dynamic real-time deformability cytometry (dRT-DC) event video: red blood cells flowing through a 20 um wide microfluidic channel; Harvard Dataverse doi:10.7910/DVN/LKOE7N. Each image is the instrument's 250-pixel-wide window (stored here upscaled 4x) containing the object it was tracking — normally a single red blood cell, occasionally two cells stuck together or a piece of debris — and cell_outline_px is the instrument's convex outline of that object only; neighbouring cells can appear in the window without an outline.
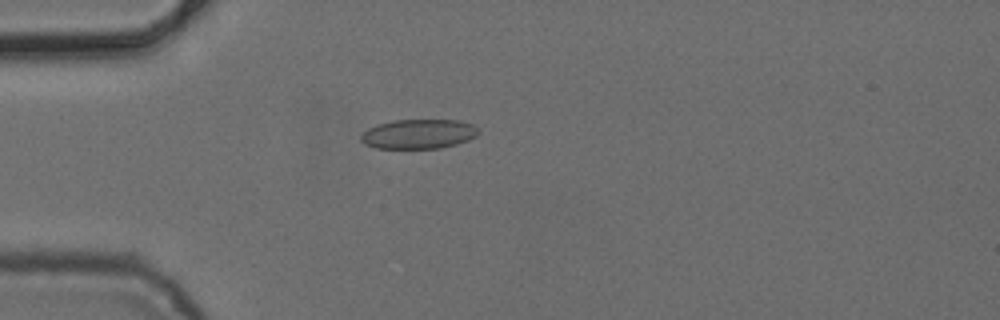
{"species": "common noctule bat (a hibernating species)", "species_latin": "Nyctalus noctula", "temperature_condition": "cold", "stored_images_in_passage": 1, "camera_frame_rate_fps": 3000, "um_per_image_px": 0.085, "animal": {"sex": "female", "body_mass_g": 24.6, "forearm_length_mm": 56.2}, "frame": {"image": 1, "passage_image": 1, "time_ms": 0.0, "image_size_px": [1000, 320], "cell_outline_px": [[480, 132], [476, 136], [468, 140], [456, 144], [440, 148], [376, 148], [364, 144], [360, 140], [360, 136], [368, 128], [376, 124], [392, 120], [460, 120], [472, 124]], "centroid_in_image_um": [35.56, 11.38], "position_along_channel_um": 49.4, "area_um2": 20.29}}